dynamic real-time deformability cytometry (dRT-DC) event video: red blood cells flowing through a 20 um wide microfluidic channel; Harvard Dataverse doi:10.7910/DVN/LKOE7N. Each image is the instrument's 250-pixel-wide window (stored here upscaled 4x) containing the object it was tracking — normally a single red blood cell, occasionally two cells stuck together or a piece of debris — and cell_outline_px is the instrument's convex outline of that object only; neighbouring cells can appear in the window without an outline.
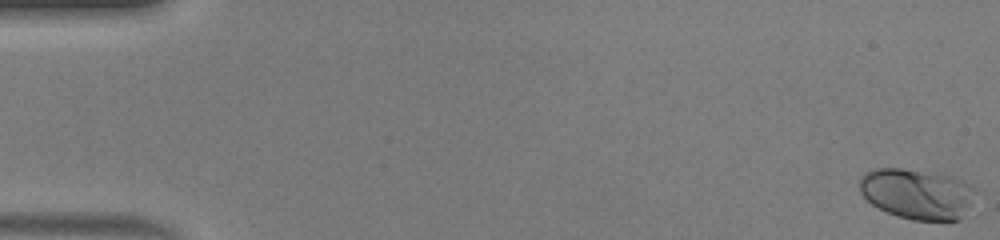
{"species": "human", "species_latin": "Homo sapiens", "temperature_condition": "warm", "stored_images_in_passage": 50, "camera_frame_rate_fps": 3000, "um_per_image_px": 0.085, "donor": {"sex": "male"}, "frame": {"image": 1, "passage_image": 1, "time_ms": 0.0, "image_size_px": [1000, 240], "cell_outline_px": [[984, 192], [960, 220], [912, 220], [896, 216], [872, 204], [860, 192], [860, 176], [876, 168], [900, 168], [952, 176]], "centroid_in_image_um": [78.07, 16.49], "position_along_channel_um": 6.9, "area_um2": 34.62}}
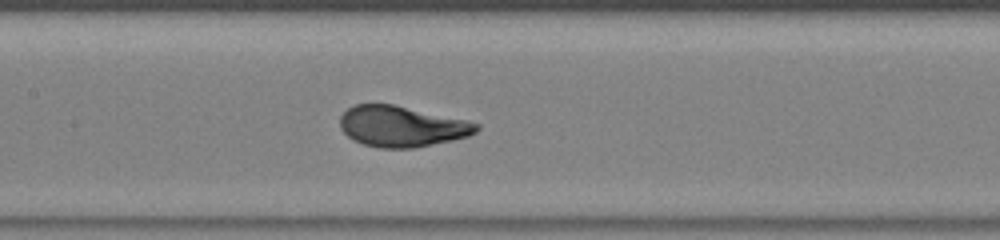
{"frame": {"image": 2, "passage_image": 25, "time_ms": 8.0, "image_size_px": [1000, 240], "cell_outline_px": [[480, 128], [476, 132], [468, 136], [452, 140], [412, 148], [380, 148], [364, 144], [352, 140], [340, 128], [340, 116], [348, 108], [356, 104], [392, 104], [464, 120], [480, 124]], "centroid_in_image_um": [34.11, 10.75], "position_along_channel_um": 173.3, "area_um2": 32.08}}
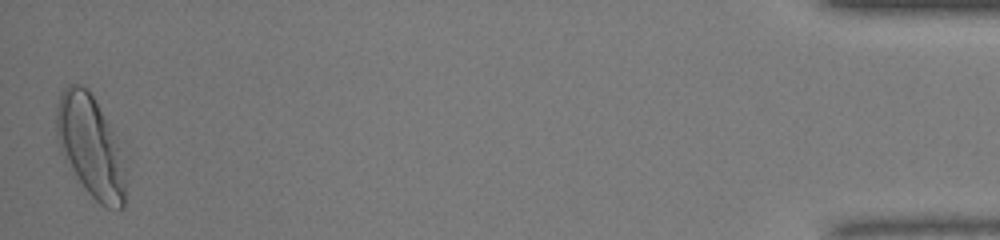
{"frame": {"image": 3, "passage_image": 50, "time_ms": 16.333, "image_size_px": [1000, 240], "cell_outline_px": [[124, 208], [116, 212], [104, 208], [88, 192], [76, 176], [60, 148], [56, 136], [56, 104], [60, 92], [68, 84], [80, 84], [92, 96], [116, 144], [124, 172]], "centroid_in_image_um": [7.63, 12.48], "position_along_channel_um": 427.6, "area_um2": 39.3}, "authors_computed_cell_mechanics": {"area_um2": 32.5125, "velocity_mm_per_s": 4.1615, "shape_relaxation_time_tau1_ms": 3.176, "shape_relaxation_time_tau2_ms": null, "deformation_change_tau1": 0.1777, "deformation_change_tau2": null}}